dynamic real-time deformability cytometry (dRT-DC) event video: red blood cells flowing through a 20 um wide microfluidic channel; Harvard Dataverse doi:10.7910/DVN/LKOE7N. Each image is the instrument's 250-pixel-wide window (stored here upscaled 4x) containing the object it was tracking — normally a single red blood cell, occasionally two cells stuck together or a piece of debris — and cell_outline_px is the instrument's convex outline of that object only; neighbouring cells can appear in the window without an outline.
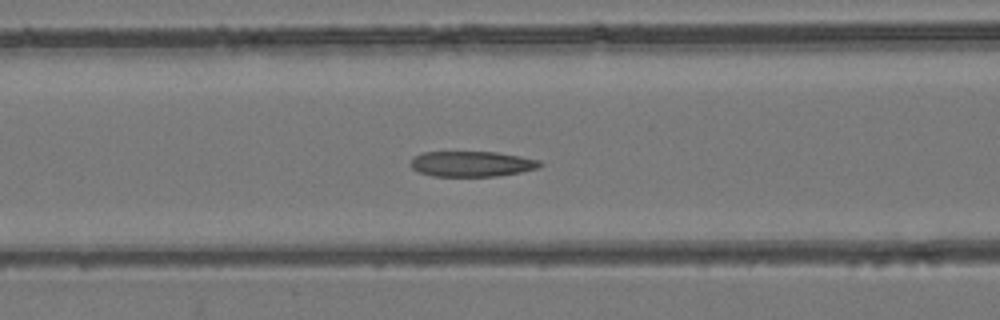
{"species": "common noctule bat (a hibernating species)", "species_latin": "Nyctalus noctula", "temperature_condition": "room temperature", "stored_images_in_passage": 36, "camera_frame_rate_fps": 3000, "um_per_image_px": 0.085, "animal": {"sex": "female", "body_mass_g": 24.6, "forearm_length_mm": 56.2}, "frame": {"image": 1, "passage_image": 13, "time_ms": 4.0, "image_size_px": [1000, 320], "cell_outline_px": [[544, 164], [536, 168], [520, 172], [496, 176], [432, 176], [420, 172], [412, 168], [408, 164], [412, 156], [424, 152], [496, 152], [520, 156], [540, 160]], "centroid_in_image_um": [40.06, 13.92], "position_along_channel_um": 126.5, "area_um2": 19.25}}
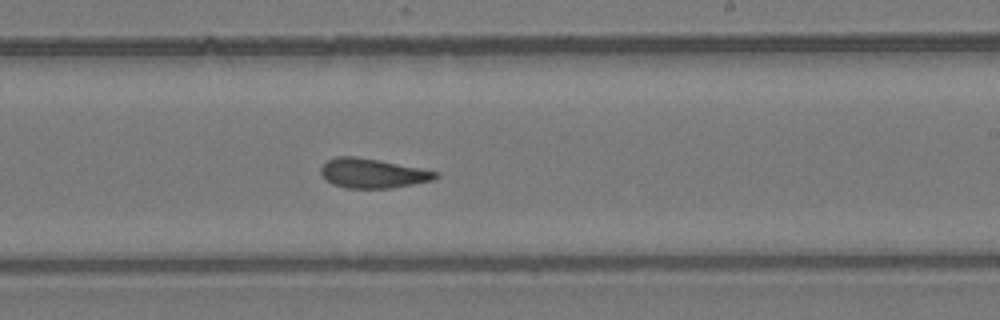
{"frame": {"image": 2, "passage_image": 23, "time_ms": 7.333, "image_size_px": [1000, 320], "cell_outline_px": [[440, 176], [432, 180], [392, 188], [344, 188], [332, 184], [324, 180], [320, 172], [320, 168], [328, 160], [336, 156], [356, 156], [380, 160], [440, 172]], "centroid_in_image_um": [31.65, 14.73], "position_along_channel_um": 257.4, "area_um2": 19.88}}
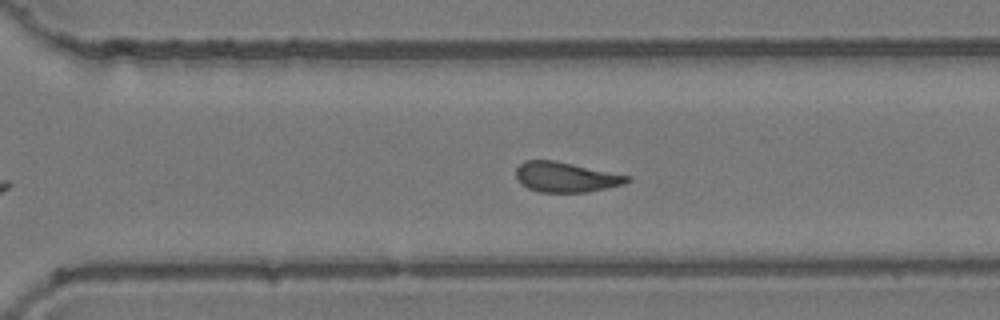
{"frame": {"image": 3, "passage_image": 28, "time_ms": 9.0, "image_size_px": [1000, 320], "cell_outline_px": [[632, 180], [624, 184], [588, 192], [540, 192], [528, 188], [520, 184], [516, 176], [516, 168], [524, 160], [556, 160], [632, 176]], "centroid_in_image_um": [48.11, 15.04], "position_along_channel_um": 322.5, "area_um2": 19.71}, "authors_computed_cell_mechanics": {"area_um2": 20.0566, "velocity_mm_per_s": 3.9281, "shape_relaxation_time_tau1_ms": null, "shape_relaxation_time_tau2_ms": 2.3605, "deformation_change_tau1": null, "deformation_change_tau2": 0.1078}}